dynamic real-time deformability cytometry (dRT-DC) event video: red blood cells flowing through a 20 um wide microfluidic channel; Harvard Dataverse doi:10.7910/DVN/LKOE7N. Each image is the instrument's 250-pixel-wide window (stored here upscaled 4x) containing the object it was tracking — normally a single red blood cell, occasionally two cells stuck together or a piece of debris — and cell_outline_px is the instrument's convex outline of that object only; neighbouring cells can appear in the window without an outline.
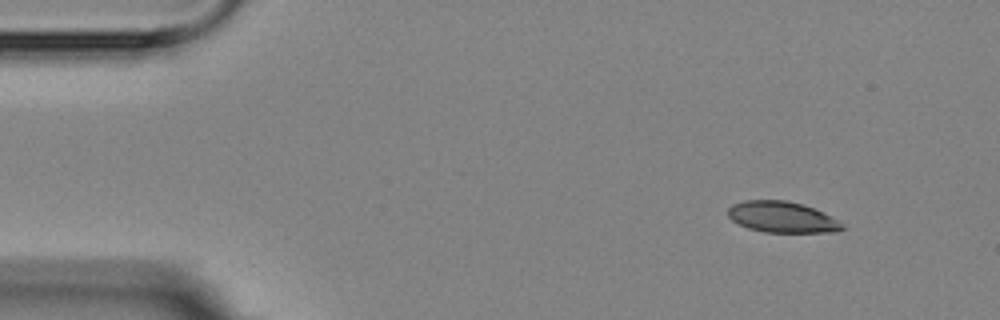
{"species": "Egyptian fruit bat (a non-hibernating species)", "species_latin": "Rousettus aegyptiacus", "temperature_condition": "room temperature", "stored_images_in_passage": 4, "camera_frame_rate_fps": 3000, "um_per_image_px": 0.085, "animal": {"sex": "female"}, "frame": {"image": 1, "passage_image": 1, "time_ms": 0.0, "image_size_px": [1000, 320], "cell_outline_px": [[844, 228], [840, 232], [764, 232], [748, 228], [732, 220], [728, 216], [728, 208], [732, 204], [744, 200], [788, 200], [812, 208], [836, 220]], "centroid_in_image_um": [66.41, 18.45], "position_along_channel_um": 18.6, "area_um2": 20.35}}
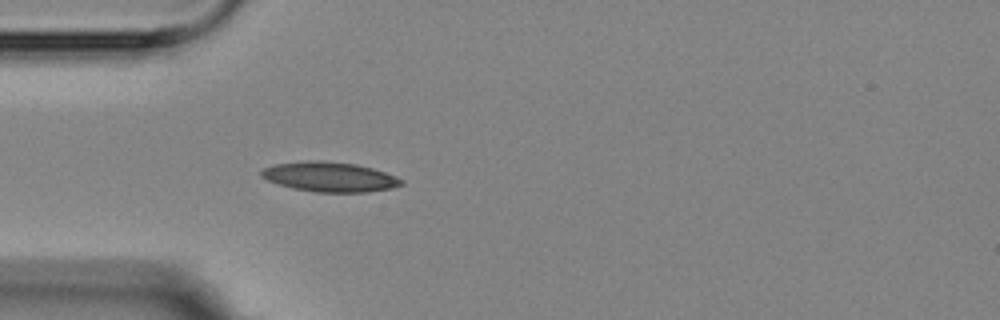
{"frame": {"image": 2, "passage_image": 4, "time_ms": 3.333, "image_size_px": [1000, 320], "cell_outline_px": [[404, 184], [392, 188], [368, 192], [316, 192], [292, 188], [268, 180], [260, 176], [260, 172], [264, 168], [276, 164], [308, 160], [320, 160], [356, 164], [372, 168], [384, 172], [404, 180]], "centroid_in_image_um": [28.04, 15.03], "position_along_channel_um": 57.0, "area_um2": 24.22}}